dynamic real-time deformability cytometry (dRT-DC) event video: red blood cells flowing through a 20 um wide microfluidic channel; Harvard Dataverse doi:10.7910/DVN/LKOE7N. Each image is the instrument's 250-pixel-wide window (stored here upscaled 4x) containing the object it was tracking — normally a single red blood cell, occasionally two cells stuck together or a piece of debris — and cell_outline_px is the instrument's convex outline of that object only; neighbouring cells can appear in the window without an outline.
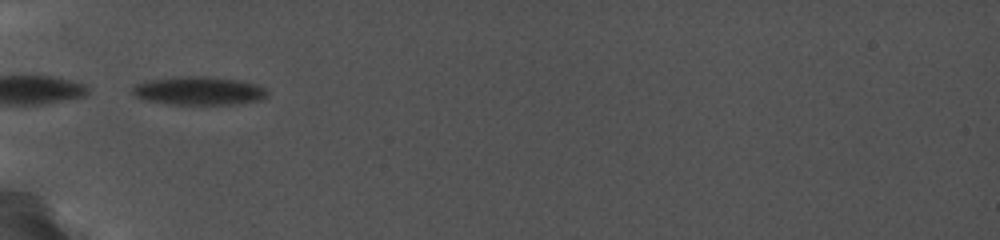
{"species": "common noctule bat (a hibernating species)", "species_latin": "Nyctalus noctula", "temperature_condition": "cold", "stored_images_in_passage": 27, "camera_frame_rate_fps": 5000, "um_per_image_px": 0.085, "animal": {"sex": "female", "body_mass_g": 19.0, "forearm_length_mm": 56.7}, "frame": {"image": 1, "passage_image": 1, "time_ms": 0.0, "image_size_px": [1000, 240], "cell_outline_px": [[268, 96], [264, 100], [240, 104], [168, 104], [144, 100], [136, 96], [132, 92], [132, 88], [140, 84], [156, 80], [236, 80], [252, 84], [264, 88], [268, 92]], "centroid_in_image_um": [17.0, 7.82], "position_along_channel_um": 68.0, "area_um2": 20.46}}
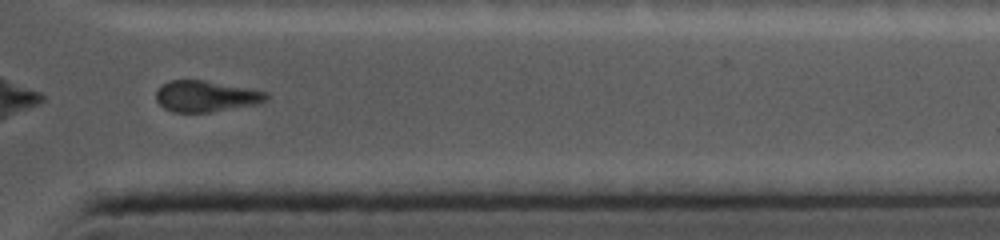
{"frame": {"image": 2, "passage_image": 23, "time_ms": 8.8, "image_size_px": [1000, 240], "cell_outline_px": [[268, 96], [264, 100], [248, 104], [208, 112], [172, 112], [164, 108], [156, 100], [156, 92], [164, 84], [172, 80], [200, 80], [264, 92]], "centroid_in_image_um": [17.36, 8.18], "position_along_channel_um": 394.0, "area_um2": 18.84}}
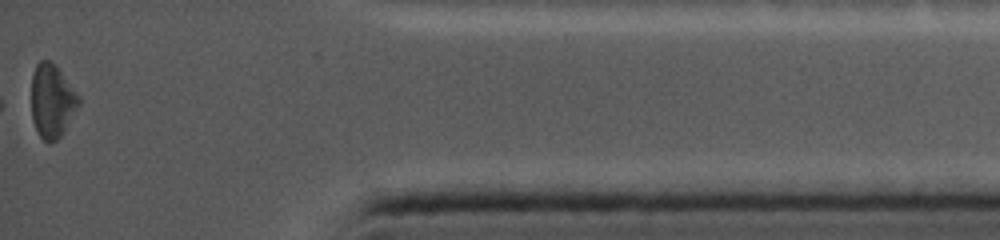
{"frame": {"image": 3, "passage_image": 27, "time_ms": 10.4, "image_size_px": [1000, 240], "cell_outline_px": [[76, 104], [64, 132], [56, 140], [48, 144], [40, 136], [36, 128], [32, 116], [32, 76], [36, 64], [40, 60], [48, 60], [56, 68], [76, 96]], "centroid_in_image_um": [4.33, 8.63], "position_along_channel_um": 430.9, "area_um2": 18.9}}